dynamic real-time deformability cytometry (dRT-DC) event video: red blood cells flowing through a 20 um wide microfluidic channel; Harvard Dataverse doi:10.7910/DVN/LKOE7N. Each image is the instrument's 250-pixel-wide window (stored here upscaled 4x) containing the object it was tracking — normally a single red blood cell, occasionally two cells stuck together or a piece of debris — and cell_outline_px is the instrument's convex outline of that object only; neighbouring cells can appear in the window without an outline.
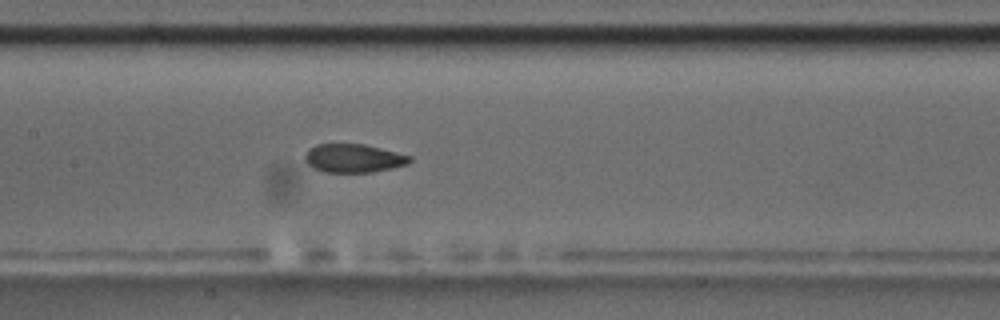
{"species": "common noctule bat (a hibernating species)", "species_latin": "Nyctalus noctula", "temperature_condition": "room temperature", "stored_images_in_passage": 40, "camera_frame_rate_fps": 3000, "um_per_image_px": 0.085, "animal": {"sex": "male", "body_mass_g": 17.5, "forearm_length_mm": 52.3}, "frame": {"image": 1, "passage_image": 12, "time_ms": 3.667, "image_size_px": [1000, 320], "cell_outline_px": [[412, 160], [408, 164], [392, 168], [372, 172], [324, 172], [312, 168], [304, 160], [304, 156], [308, 148], [316, 144], [364, 144], [412, 156]], "centroid_in_image_um": [30.02, 13.45], "position_along_channel_um": 177.4, "area_um2": 17.51}, "authors_computed_cell_mechanics": {"area_um2": 18.0625, "velocity_mm_per_s": 3.6856, "shape_relaxation_time_tau1_ms": null, "shape_relaxation_time_tau2_ms": 1.0091, "deformation_change_tau1": null, "deformation_change_tau2": 0.0386}}